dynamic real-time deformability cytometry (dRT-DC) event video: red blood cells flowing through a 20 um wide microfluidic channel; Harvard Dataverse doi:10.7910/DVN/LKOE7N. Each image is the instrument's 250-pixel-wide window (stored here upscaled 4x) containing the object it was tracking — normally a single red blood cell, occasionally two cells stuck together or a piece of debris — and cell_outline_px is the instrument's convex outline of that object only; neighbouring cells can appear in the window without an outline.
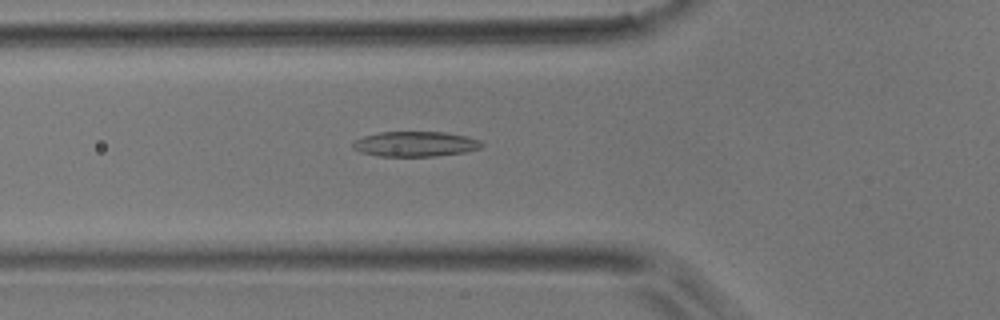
{"species": "common noctule bat (a hibernating species)", "species_latin": "Nyctalus noctula", "temperature_condition": "room temperature", "stored_images_in_passage": 49, "camera_frame_rate_fps": 3000, "um_per_image_px": 0.085, "animal": {"sex": "male", "body_mass_g": 17.9}, "frame": {"image": 1, "passage_image": 17, "time_ms": 5.333, "image_size_px": [1000, 320], "cell_outline_px": [[484, 144], [480, 148], [464, 152], [436, 156], [380, 156], [360, 152], [352, 148], [352, 144], [356, 140], [364, 136], [380, 132], [444, 132], [464, 136], [480, 140]], "centroid_in_image_um": [35.29, 12.24], "position_along_channel_um": 90.5, "area_um2": 18.73}}
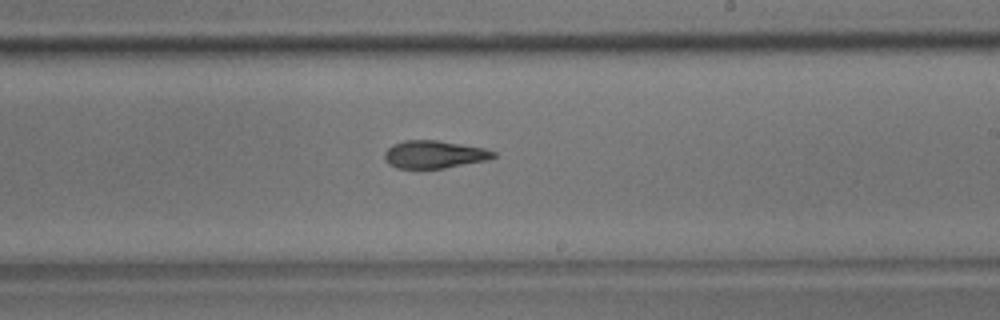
{"frame": {"image": 2, "passage_image": 29, "time_ms": 9.333, "image_size_px": [1000, 320], "cell_outline_px": [[496, 156], [484, 160], [444, 168], [396, 168], [388, 164], [384, 160], [384, 152], [392, 144], [404, 140], [436, 140], [484, 148], [496, 152]], "centroid_in_image_um": [36.84, 13.12], "position_along_channel_um": 252.2, "area_um2": 17.46}}
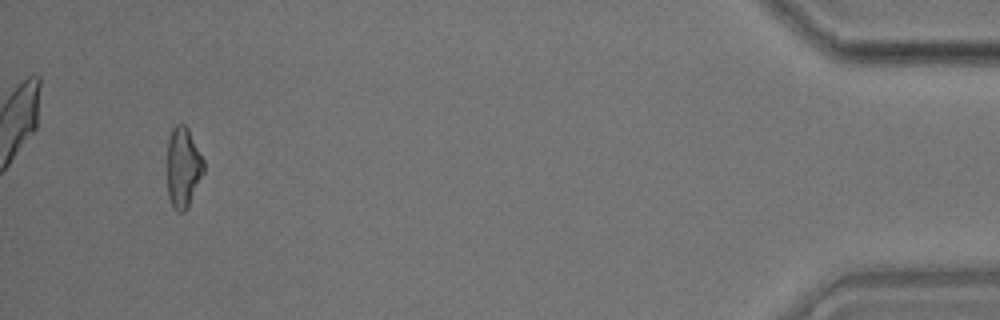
{"frame": {"image": 3, "passage_image": 47, "time_ms": 15.333, "image_size_px": [1000, 320], "cell_outline_px": [[204, 172], [188, 208], [184, 212], [180, 212], [172, 208], [168, 196], [168, 140], [172, 128], [176, 124], [184, 124], [188, 128], [204, 160]], "centroid_in_image_um": [15.57, 14.25], "position_along_channel_um": 419.6, "area_um2": 17.17}}